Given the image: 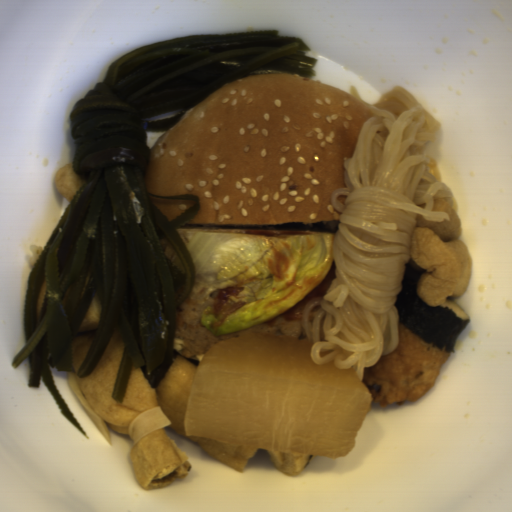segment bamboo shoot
<instances>
[{
    "mask_svg": "<svg viewBox=\"0 0 512 512\" xmlns=\"http://www.w3.org/2000/svg\"><path fill=\"white\" fill-rule=\"evenodd\" d=\"M67 382L68 386L73 393L75 399L78 401V403L82 406V408L85 410V412L89 415V417L92 419V421L95 423L99 431L102 433L104 438L107 440L109 444H112L111 441V435L109 427L104 423L103 419L99 417L96 412L91 407L90 403L88 402L87 398L83 394L76 376L75 371H67Z\"/></svg>",
    "mask_w": 512,
    "mask_h": 512,
    "instance_id": "bamboo-shoot-1",
    "label": "bamboo shoot"
}]
</instances>
